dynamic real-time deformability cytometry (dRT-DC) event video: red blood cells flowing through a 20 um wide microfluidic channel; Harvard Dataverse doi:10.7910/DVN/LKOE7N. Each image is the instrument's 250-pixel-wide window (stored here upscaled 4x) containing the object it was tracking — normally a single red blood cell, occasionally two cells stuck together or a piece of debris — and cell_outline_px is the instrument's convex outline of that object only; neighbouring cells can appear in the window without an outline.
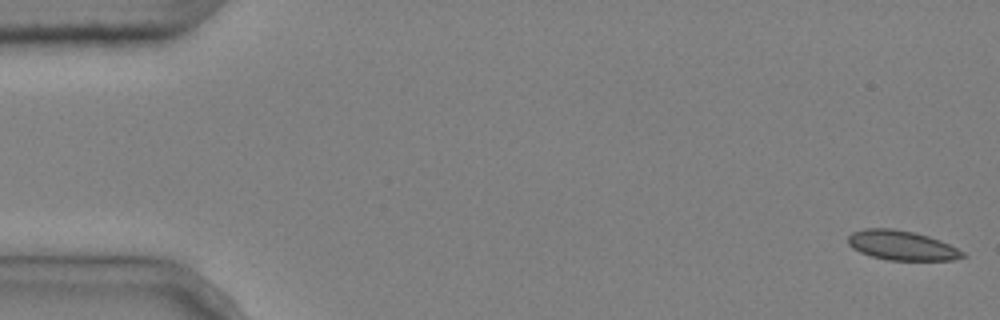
{"species": "common noctule bat (a hibernating species)", "species_latin": "Nyctalus noctula", "temperature_condition": "cold", "stored_images_in_passage": 6, "segment_of_instrument_passage": [1, 2], "camera_frame_rate_fps": 3000, "um_per_image_px": 0.085, "animal": {"sex": "male", "body_mass_g": 20.4}, "frame": {"image": 1, "passage_image": 1, "time_ms": 0.0, "image_size_px": [1000, 320], "cell_outline_px": [[968, 256], [952, 260], [888, 260], [872, 256], [860, 252], [852, 248], [848, 244], [848, 236], [852, 232], [864, 228], [892, 228], [912, 232], [928, 236], [940, 240], [964, 252]], "centroid_in_image_um": [76.63, 20.86], "position_along_channel_um": 8.4, "area_um2": 19.71}}
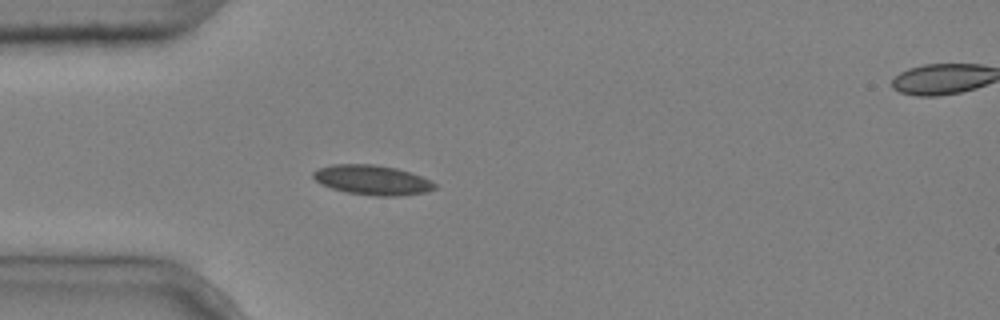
{"frame": {"image": 2, "passage_image": 5, "time_ms": 1.333, "image_size_px": [1000, 320], "cell_outline_px": [[436, 188], [428, 192], [400, 196], [376, 196], [348, 192], [332, 188], [320, 184], [312, 176], [312, 172], [320, 168], [332, 164], [372, 164], [396, 168], [420, 176], [436, 184]], "centroid_in_image_um": [31.63, 15.3], "position_along_channel_um": 53.4, "area_um2": 20.92}}